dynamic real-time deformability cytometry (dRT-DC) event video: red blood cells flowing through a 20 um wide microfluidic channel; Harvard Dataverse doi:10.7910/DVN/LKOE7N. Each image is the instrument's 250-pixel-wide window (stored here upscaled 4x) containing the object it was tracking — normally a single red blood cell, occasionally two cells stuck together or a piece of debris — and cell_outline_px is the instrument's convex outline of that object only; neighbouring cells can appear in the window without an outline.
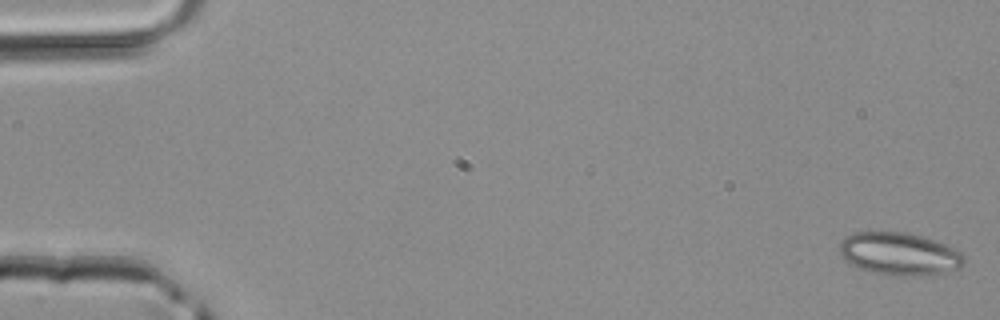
{"species": "common noctule bat (a hibernating species)", "species_latin": "Nyctalus noctula", "temperature_condition": "room temperature", "stored_images_in_passage": 5, "camera_frame_rate_fps": 3000, "um_per_image_px": 0.085, "animal": {"sex": "male", "body_mass_g": 20.4}, "frame": {"image": 1, "passage_image": 1, "time_ms": 0.0, "image_size_px": [1000, 320], "cell_outline_px": [[964, 264], [960, 268], [936, 276], [892, 276], [868, 272], [844, 260], [840, 256], [840, 244], [852, 232], [908, 232], [948, 244], [956, 248], [964, 256]], "centroid_in_image_um": [76.5, 21.61], "position_along_channel_um": 8.5, "area_um2": 31.62}}